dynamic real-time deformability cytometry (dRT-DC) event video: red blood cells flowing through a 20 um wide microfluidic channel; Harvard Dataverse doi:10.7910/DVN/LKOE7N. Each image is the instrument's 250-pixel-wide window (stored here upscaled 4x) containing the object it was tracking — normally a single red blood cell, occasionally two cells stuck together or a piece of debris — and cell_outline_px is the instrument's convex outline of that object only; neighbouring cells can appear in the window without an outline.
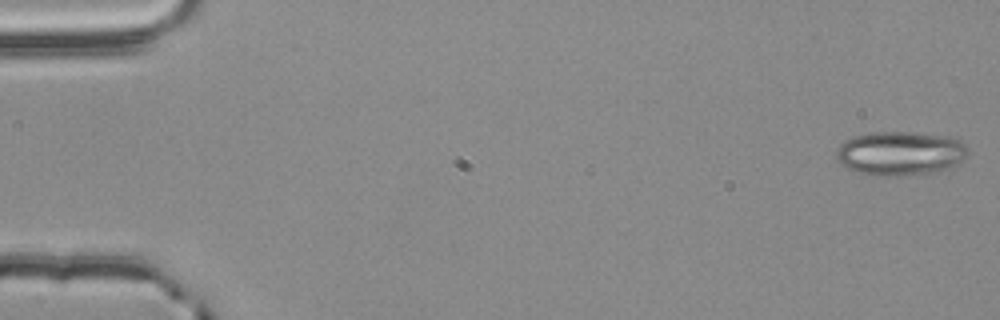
{"species": "common noctule bat (a hibernating species)", "species_latin": "Nyctalus noctula", "temperature_condition": "room temperature", "stored_images_in_passage": 55, "camera_frame_rate_fps": 3000, "um_per_image_px": 0.085, "animal": {"sex": "male", "body_mass_g": 20.4}, "frame": {"image": 1, "passage_image": 1, "time_ms": 0.0, "image_size_px": [1000, 320], "cell_outline_px": [[968, 156], [960, 164], [952, 168], [924, 176], [876, 176], [860, 172], [848, 168], [840, 164], [836, 160], [836, 148], [844, 140], [856, 136], [872, 132], [908, 132], [952, 136], [960, 140], [968, 148]], "centroid_in_image_um": [76.59, 13.06], "position_along_channel_um": 8.4, "area_um2": 34.8}}
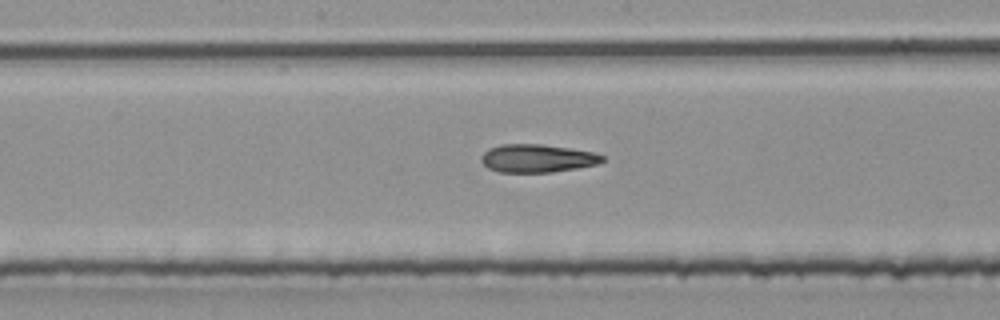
{"frame": {"image": 2, "passage_image": 29, "time_ms": 9.333, "image_size_px": [1000, 320], "cell_outline_px": [[604, 160], [600, 164], [552, 172], [500, 172], [488, 168], [480, 160], [480, 156], [488, 148], [500, 144], [540, 144], [568, 148], [592, 152], [604, 156]], "centroid_in_image_um": [45.64, 13.46], "position_along_channel_um": 202.6, "area_um2": 19.83}}
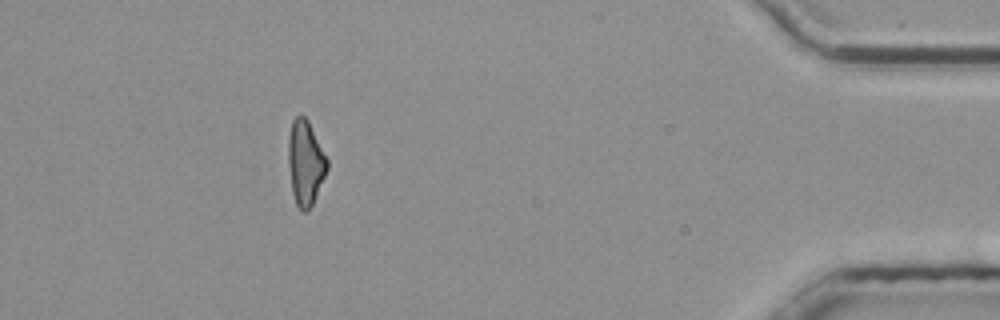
{"frame": {"image": 3, "passage_image": 50, "time_ms": 16.333, "image_size_px": [1000, 320], "cell_outline_px": [[328, 168], [312, 204], [304, 212], [300, 212], [296, 204], [292, 192], [288, 164], [288, 136], [292, 120], [296, 116], [304, 116], [308, 120], [328, 160]], "centroid_in_image_um": [25.94, 13.83], "position_along_channel_um": 409.3, "area_um2": 19.07}, "authors_computed_cell_mechanics": {"area_um2": 20.3456, "velocity_mm_per_s": 3.7931, "shape_relaxation_time_tau1_ms": 9.9245, "shape_relaxation_time_tau2_ms": 2.4478, "deformation_change_tau1": 0.187, "deformation_change_tau2": 0.1151}}